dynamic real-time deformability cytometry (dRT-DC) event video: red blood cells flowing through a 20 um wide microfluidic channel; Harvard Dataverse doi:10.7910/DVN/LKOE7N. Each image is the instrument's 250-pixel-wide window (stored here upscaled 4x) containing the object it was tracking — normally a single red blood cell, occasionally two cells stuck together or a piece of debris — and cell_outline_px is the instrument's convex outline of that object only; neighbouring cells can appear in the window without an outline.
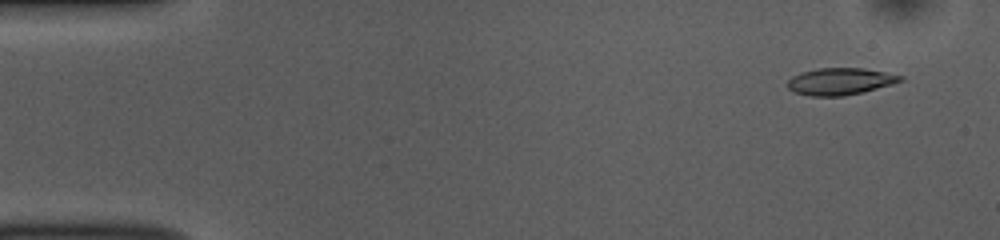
{"species": "common noctule bat (a hibernating species)", "species_latin": "Nyctalus noctula", "temperature_condition": "room temperature", "stored_images_in_passage": 54, "camera_frame_rate_fps": 3000, "um_per_image_px": 0.085, "animal": {"sex": "female", "body_mass_g": 10.0, "forearm_length_mm": 53.1}, "frame": {"image": 1, "passage_image": 4, "time_ms": 1.0, "image_size_px": [1000, 240], "cell_outline_px": [[904, 80], [892, 84], [844, 96], [808, 96], [792, 92], [788, 88], [788, 80], [792, 76], [800, 72], [816, 68], [864, 68], [904, 76]], "centroid_in_image_um": [71.37, 6.91], "position_along_channel_um": 13.6, "area_um2": 17.74}}
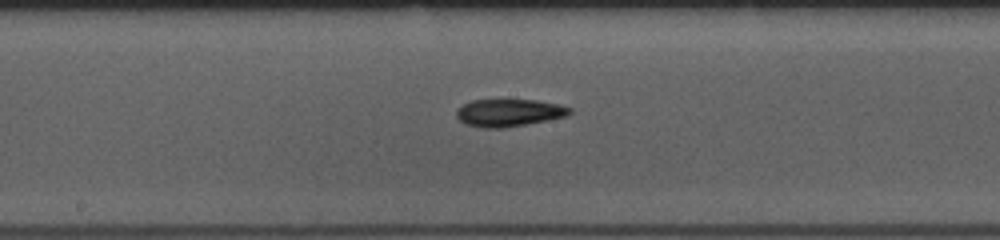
{"frame": {"image": 2, "passage_image": 28, "time_ms": 9.0, "image_size_px": [1000, 240], "cell_outline_px": [[572, 112], [568, 116], [548, 120], [504, 128], [484, 128], [464, 124], [456, 116], [456, 112], [464, 104], [472, 100], [536, 100], [560, 104], [572, 108]], "centroid_in_image_um": [43.3, 9.59], "position_along_channel_um": 204.9, "area_um2": 18.15}}
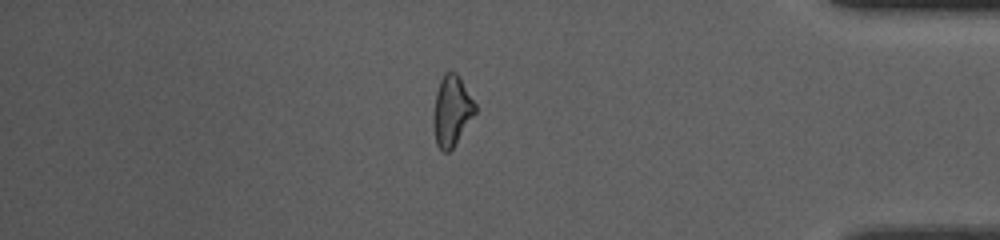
{"frame": {"image": 3, "passage_image": 46, "time_ms": 15.0, "image_size_px": [1000, 240], "cell_outline_px": [[476, 112], [452, 148], [448, 152], [444, 152], [436, 144], [432, 120], [432, 116], [436, 92], [440, 80], [444, 72], [456, 72], [460, 76], [476, 104]], "centroid_in_image_um": [38.38, 9.39], "position_along_channel_um": 396.8, "area_um2": 17.17}, "authors_computed_cell_mechanics": {"area_um2": 17.7157, "velocity_mm_per_s": 3.7326, "shape_relaxation_time_tau1_ms": null, "shape_relaxation_time_tau2_ms": 8.1828, "deformation_change_tau1": null, "deformation_change_tau2": 0.1731}}